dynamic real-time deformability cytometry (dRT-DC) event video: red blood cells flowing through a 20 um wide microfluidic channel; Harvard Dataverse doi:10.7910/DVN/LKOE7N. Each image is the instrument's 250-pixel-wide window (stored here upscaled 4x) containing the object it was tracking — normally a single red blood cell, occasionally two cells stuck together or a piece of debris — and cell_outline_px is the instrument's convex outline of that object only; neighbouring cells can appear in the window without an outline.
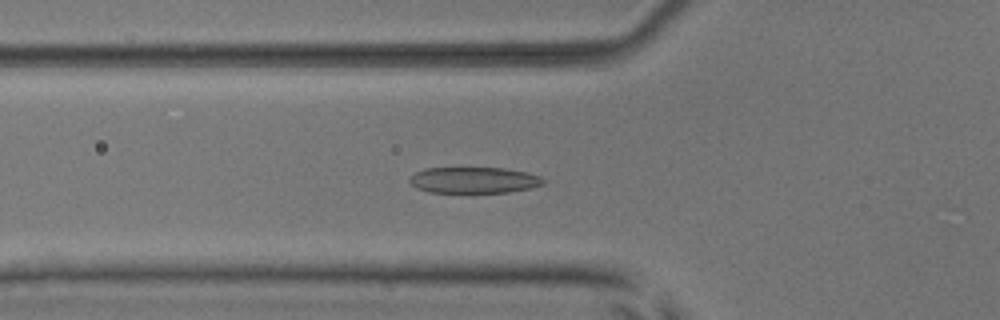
{"species": "common noctule bat (a hibernating species)", "species_latin": "Nyctalus noctula", "temperature_condition": "room temperature", "stored_images_in_passage": 53, "camera_frame_rate_fps": 3000, "um_per_image_px": 0.085, "animal": {"sex": "male", "body_mass_g": 17.9, "forearm_length_mm": 54.2}, "frame": {"image": 1, "passage_image": 19, "time_ms": 6.0, "image_size_px": [1000, 320], "cell_outline_px": [[548, 180], [544, 184], [532, 188], [508, 192], [428, 192], [416, 188], [408, 180], [416, 172], [424, 168], [504, 168], [528, 172], [540, 176]], "centroid_in_image_um": [40.34, 15.31], "position_along_channel_um": 85.5, "area_um2": 20.46}}
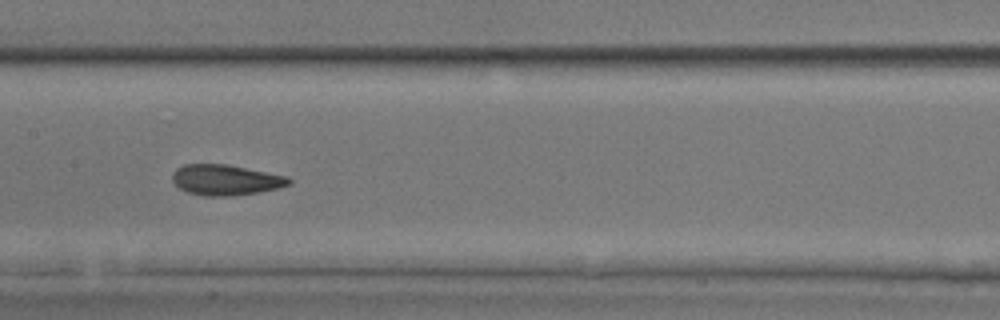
{"frame": {"image": 2, "passage_image": 27, "time_ms": 8.667, "image_size_px": [1000, 320], "cell_outline_px": [[292, 180], [288, 184], [280, 188], [232, 196], [204, 196], [188, 192], [180, 188], [172, 180], [172, 176], [176, 168], [184, 164], [228, 164], [288, 176]], "centroid_in_image_um": [19.18, 15.28], "position_along_channel_um": 188.2, "area_um2": 20.75}}
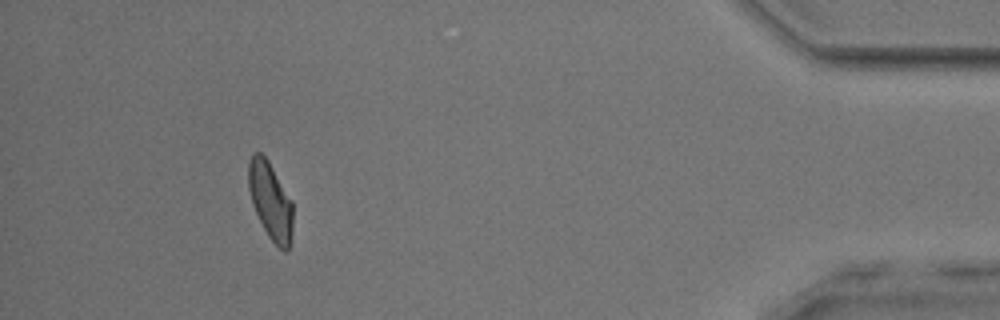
{"frame": {"image": 3, "passage_image": 49, "time_ms": 16.0, "image_size_px": [1000, 320], "cell_outline_px": [[292, 236], [288, 252], [284, 252], [268, 236], [252, 204], [248, 188], [248, 160], [252, 152], [260, 152], [268, 160], [292, 200]], "centroid_in_image_um": [22.98, 17.05], "position_along_channel_um": 412.2, "area_um2": 20.11}, "authors_computed_cell_mechanics": {"area_um2": 20.808, "velocity_mm_per_s": 3.8451, "shape_relaxation_time_tau1_ms": 3.266, "shape_relaxation_time_tau2_ms": 1.0884, "deformation_change_tau1": 0.1519, "deformation_change_tau2": 0.0813}}